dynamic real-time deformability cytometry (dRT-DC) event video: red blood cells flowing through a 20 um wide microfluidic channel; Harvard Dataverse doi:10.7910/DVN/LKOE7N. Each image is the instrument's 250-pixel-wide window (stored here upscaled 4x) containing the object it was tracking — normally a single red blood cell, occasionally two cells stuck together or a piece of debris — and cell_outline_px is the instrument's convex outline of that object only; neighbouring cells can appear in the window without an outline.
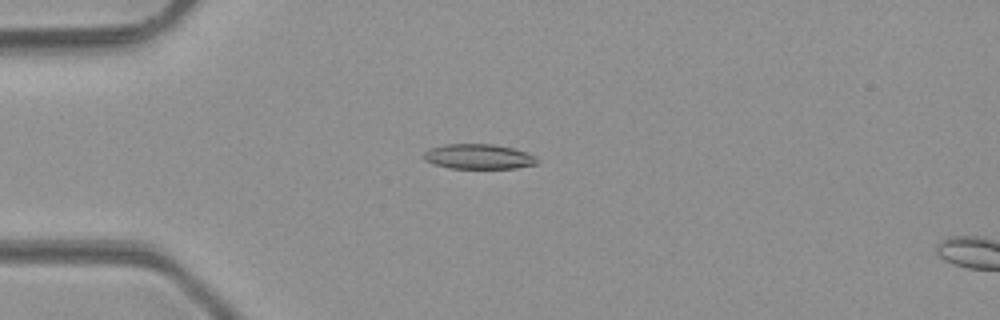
{"species": "common noctule bat (a hibernating species)", "species_latin": "Nyctalus noctula", "temperature_condition": "room temperature", "stored_images_in_passage": 11, "camera_frame_rate_fps": 3000, "um_per_image_px": 0.085, "animal": {"sex": "male", "body_mass_g": 23.1, "forearm_length_mm": 52.7}, "frame": {"image": 1, "passage_image": 8, "time_ms": 2.333, "image_size_px": [1000, 320], "cell_outline_px": [[536, 164], [516, 168], [448, 168], [432, 164], [424, 160], [424, 152], [428, 148], [444, 144], [492, 144], [512, 148], [536, 156]], "centroid_in_image_um": [40.61, 13.31], "position_along_channel_um": 44.4, "area_um2": 16.47}}